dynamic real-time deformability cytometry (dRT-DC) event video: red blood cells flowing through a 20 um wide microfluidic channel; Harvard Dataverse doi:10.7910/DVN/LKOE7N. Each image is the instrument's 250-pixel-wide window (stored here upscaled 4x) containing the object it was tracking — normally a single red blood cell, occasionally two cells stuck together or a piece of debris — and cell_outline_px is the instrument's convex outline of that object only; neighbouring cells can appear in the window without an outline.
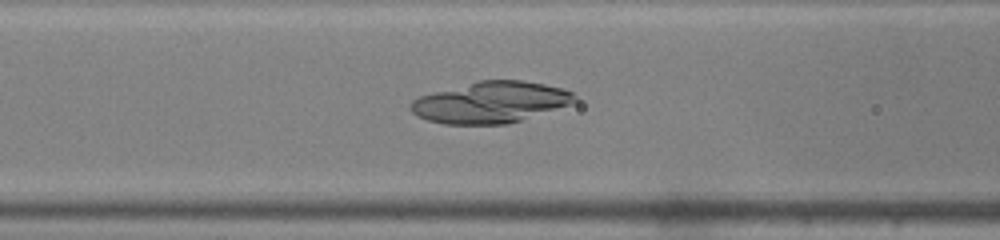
{"species": "common noctule bat (a hibernating species)", "species_latin": "Nyctalus noctula", "temperature_condition": "warm", "stored_images_in_passage": 49, "camera_frame_rate_fps": 3000, "um_per_image_px": 0.085, "animal": {"sex": "male", "body_mass_g": 19.0, "forearm_length_mm": 50.8}, "frame": {"image": 1, "passage_image": 21, "time_ms": 6.667, "image_size_px": [1000, 240], "cell_outline_px": [[580, 100], [572, 104], [508, 124], [444, 124], [428, 120], [416, 116], [408, 108], [412, 100], [420, 96], [480, 80], [520, 80], [544, 84], [560, 88], [572, 92]], "centroid_in_image_um": [41.72, 8.7], "position_along_channel_um": 124.9, "area_um2": 39.3}}
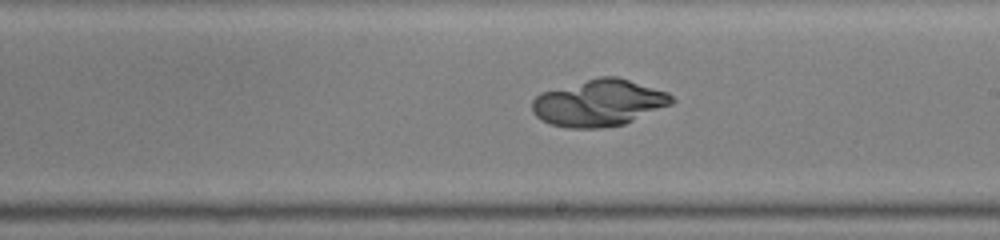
{"frame": {"image": 2, "passage_image": 29, "time_ms": 9.333, "image_size_px": [1000, 240], "cell_outline_px": [[676, 100], [672, 104], [624, 124], [600, 128], [568, 128], [552, 124], [540, 120], [532, 112], [532, 100], [540, 92], [600, 76], [616, 76], [668, 92]], "centroid_in_image_um": [50.9, 8.75], "position_along_channel_um": 238.1, "area_um2": 37.92}}
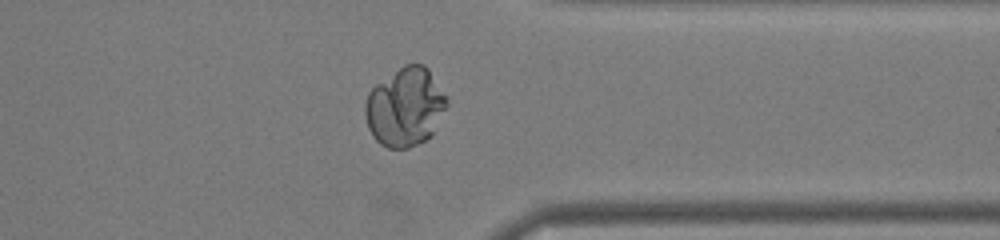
{"frame": {"image": 3, "passage_image": 39, "time_ms": 12.667, "image_size_px": [1000, 240], "cell_outline_px": [[448, 104], [432, 136], [408, 148], [388, 148], [380, 144], [372, 136], [368, 128], [364, 112], [364, 104], [368, 92], [376, 84], [404, 64], [424, 64], [428, 68], [448, 96]], "centroid_in_image_um": [34.44, 9.09], "position_along_channel_um": 377.0, "area_um2": 37.8}}